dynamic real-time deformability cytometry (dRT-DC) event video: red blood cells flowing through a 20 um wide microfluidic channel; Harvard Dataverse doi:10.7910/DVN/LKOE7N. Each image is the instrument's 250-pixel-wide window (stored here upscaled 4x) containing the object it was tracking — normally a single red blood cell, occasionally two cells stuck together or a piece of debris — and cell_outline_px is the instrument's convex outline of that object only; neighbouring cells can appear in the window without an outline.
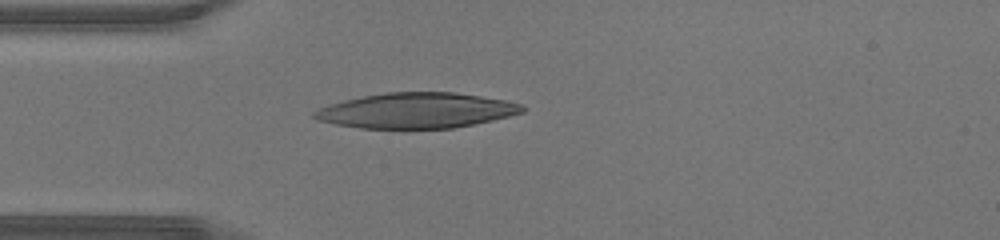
{"species": "human", "species_latin": "Homo sapiens", "temperature_condition": "warm", "stored_images_in_passage": 33, "camera_frame_rate_fps": 3000, "um_per_image_px": 0.085, "donor": {"sex": "male"}, "frame": {"image": 1, "passage_image": 1, "time_ms": 0.0, "image_size_px": [1000, 240], "cell_outline_px": [[528, 108], [524, 112], [492, 120], [452, 128], [360, 128], [336, 124], [316, 120], [312, 116], [312, 112], [328, 104], [344, 100], [364, 96], [388, 92], [456, 92], [508, 100], [524, 104]], "centroid_in_image_um": [35.43, 9.38], "position_along_channel_um": 49.6, "area_um2": 42.95}}
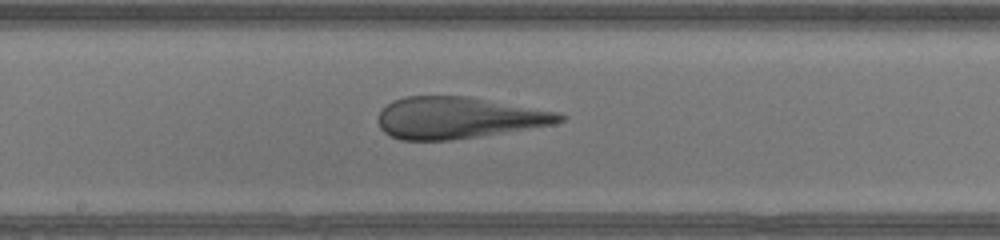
{"frame": {"image": 2, "passage_image": 12, "time_ms": 3.667, "image_size_px": [1000, 240], "cell_outline_px": [[568, 116], [564, 120], [556, 124], [476, 136], [448, 140], [400, 140], [384, 132], [380, 128], [376, 120], [380, 112], [392, 100], [404, 96], [468, 96], [560, 112]], "centroid_in_image_um": [38.96, 10.0], "position_along_channel_um": 209.2, "area_um2": 43.99}}
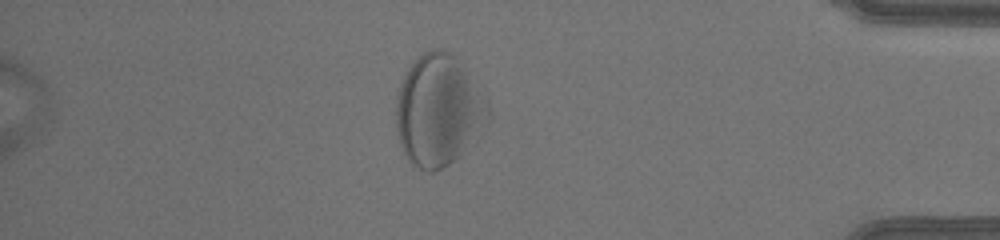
{"frame": {"image": 3, "passage_image": 27, "time_ms": 8.667, "image_size_px": [1000, 240], "cell_outline_px": [[492, 108], [488, 124], [460, 156], [448, 164], [432, 172], [428, 172], [412, 164], [408, 160], [400, 144], [396, 132], [396, 100], [404, 76], [412, 60], [424, 52], [432, 48], [444, 48], [452, 52], [460, 60]], "centroid_in_image_um": [37.29, 9.35], "position_along_channel_um": 397.9, "area_um2": 60.34}}